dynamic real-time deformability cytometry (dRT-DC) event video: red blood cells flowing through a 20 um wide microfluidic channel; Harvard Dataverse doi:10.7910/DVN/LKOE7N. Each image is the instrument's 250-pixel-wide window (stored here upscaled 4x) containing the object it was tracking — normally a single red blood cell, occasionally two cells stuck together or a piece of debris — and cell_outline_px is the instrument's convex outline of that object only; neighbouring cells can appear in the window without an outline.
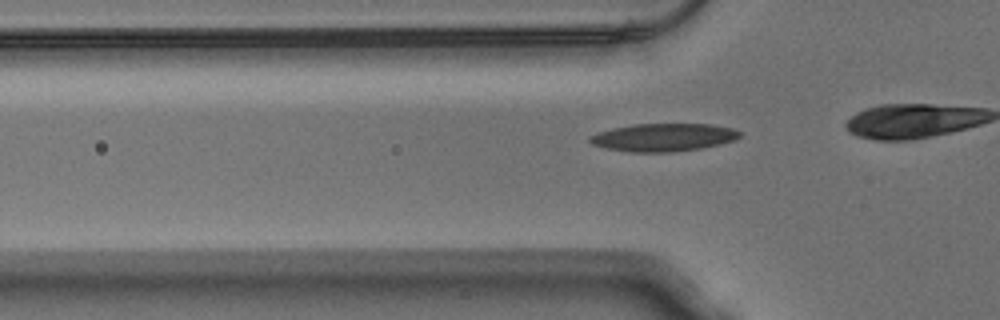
{"species": "Egyptian fruit bat (a non-hibernating species)", "species_latin": "Rousettus aegyptiacus", "temperature_condition": "warm", "stored_images_in_passage": 38, "camera_frame_rate_fps": 3000, "um_per_image_px": 0.085, "animal": {"sex": "male"}, "frame": {"image": 1, "passage_image": 14, "time_ms": 4.333, "image_size_px": [1000, 320], "cell_outline_px": [[740, 136], [736, 140], [704, 148], [672, 152], [628, 152], [604, 148], [592, 144], [588, 140], [588, 136], [612, 128], [632, 124], [712, 124], [732, 128], [740, 132]], "centroid_in_image_um": [56.38, 11.68], "position_along_channel_um": 69.4, "area_um2": 24.57}}
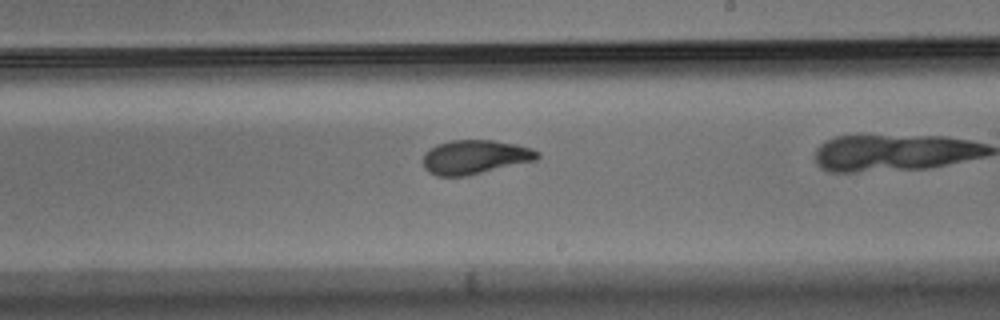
{"frame": {"image": 2, "passage_image": 28, "time_ms": 9.0, "image_size_px": [1000, 320], "cell_outline_px": [[540, 156], [536, 160], [468, 176], [436, 176], [428, 172], [424, 168], [424, 152], [428, 148], [436, 144], [452, 140], [492, 140], [516, 144], [532, 148], [540, 152]], "centroid_in_image_um": [40.36, 13.35], "position_along_channel_um": 248.6, "area_um2": 22.95}}
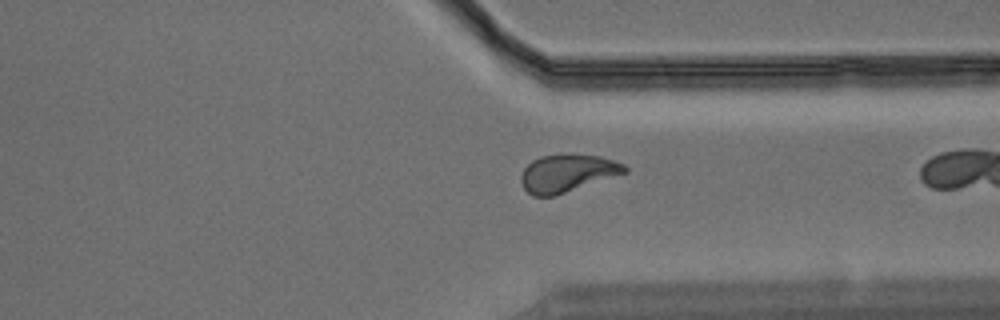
{"frame": {"image": 3, "passage_image": 37, "time_ms": 12.0, "image_size_px": [1000, 320], "cell_outline_px": [[628, 172], [556, 196], [532, 196], [524, 188], [520, 180], [520, 176], [524, 168], [532, 160], [540, 156], [600, 156], [624, 164], [628, 168]], "centroid_in_image_um": [48.21, 14.76], "position_along_channel_um": 363.2, "area_um2": 22.37}}